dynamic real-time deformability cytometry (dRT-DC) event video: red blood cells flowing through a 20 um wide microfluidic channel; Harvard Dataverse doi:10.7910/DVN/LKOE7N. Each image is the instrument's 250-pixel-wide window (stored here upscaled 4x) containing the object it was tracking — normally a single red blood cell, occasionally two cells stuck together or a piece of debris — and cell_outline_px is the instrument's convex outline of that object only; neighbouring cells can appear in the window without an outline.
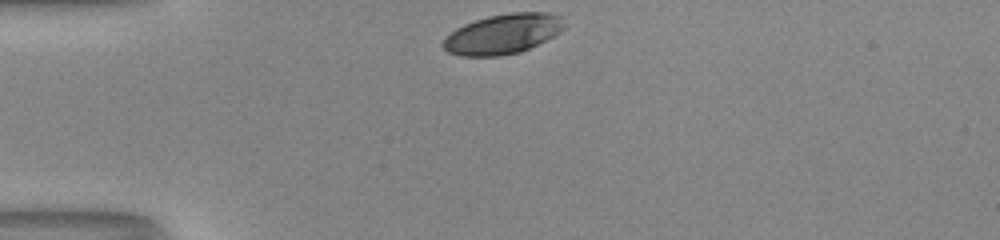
{"species": "human", "species_latin": "Homo sapiens", "temperature_condition": "room temperature", "stored_images_in_passage": 29, "camera_frame_rate_fps": 3000, "um_per_image_px": 0.085, "donor": {"sex": "male"}, "frame": {"image": 1, "passage_image": 1, "time_ms": 0.0, "image_size_px": [1000, 240], "cell_outline_px": [[564, 28], [560, 32], [520, 52], [500, 56], [460, 56], [448, 52], [440, 44], [444, 36], [456, 28], [464, 24], [488, 16], [512, 12], [548, 12], [560, 16], [564, 24]], "centroid_in_image_um": [42.69, 2.88], "position_along_channel_um": 42.3, "area_um2": 28.21}}
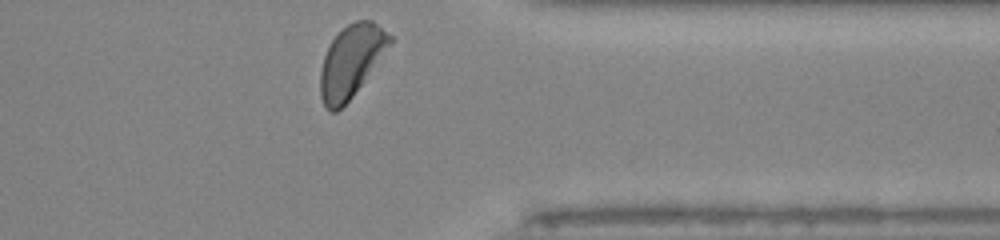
{"frame": {"image": 2, "passage_image": 29, "time_ms": 9.333, "image_size_px": [1000, 240], "cell_outline_px": [[392, 40], [352, 96], [336, 112], [328, 112], [320, 96], [320, 72], [324, 56], [332, 40], [348, 24], [356, 20], [372, 20], [392, 36]], "centroid_in_image_um": [29.8, 5.2], "position_along_channel_um": 381.6, "area_um2": 28.21}, "authors_computed_cell_mechanics": {"area_um2": 30.2294, "velocity_mm_per_s": 4.0678, "shape_relaxation_time_tau1_ms": 2.326, "shape_relaxation_time_tau2_ms": null, "deformation_change_tau1": 0.1475, "deformation_change_tau2": null}}